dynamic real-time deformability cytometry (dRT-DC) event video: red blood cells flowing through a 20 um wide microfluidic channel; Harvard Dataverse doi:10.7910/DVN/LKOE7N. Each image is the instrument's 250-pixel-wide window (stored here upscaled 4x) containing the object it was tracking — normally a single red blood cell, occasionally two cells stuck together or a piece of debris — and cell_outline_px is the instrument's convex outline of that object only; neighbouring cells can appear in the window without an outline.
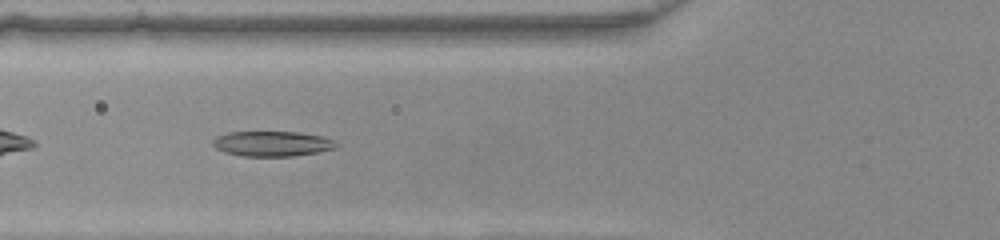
{"species": "common noctule bat (a hibernating species)", "species_latin": "Nyctalus noctula", "temperature_condition": "warm", "stored_images_in_passage": 35, "camera_frame_rate_fps": 3000, "um_per_image_px": 0.085, "animal": {"sex": "female", "body_mass_g": 22.0, "forearm_length_mm": 56.7}, "frame": {"image": 1, "passage_image": 5, "time_ms": 1.333, "image_size_px": [1000, 240], "cell_outline_px": [[340, 144], [336, 148], [316, 152], [292, 156], [240, 156], [224, 152], [216, 148], [212, 144], [212, 140], [216, 136], [228, 132], [296, 132], [320, 136], [332, 140]], "centroid_in_image_um": [23.09, 12.22], "position_along_channel_um": 102.7, "area_um2": 18.03}}
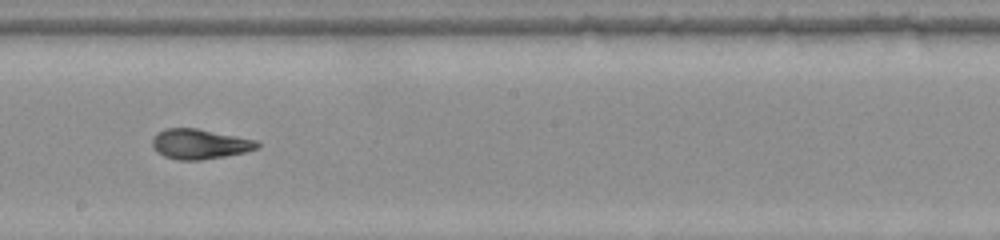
{"frame": {"image": 2, "passage_image": 14, "time_ms": 4.333, "image_size_px": [1000, 240], "cell_outline_px": [[260, 144], [256, 148], [244, 152], [224, 156], [200, 160], [180, 160], [164, 156], [156, 152], [152, 148], [152, 140], [164, 128], [196, 128], [256, 140]], "centroid_in_image_um": [16.94, 12.24], "position_along_channel_um": 231.3, "area_um2": 18.09}}
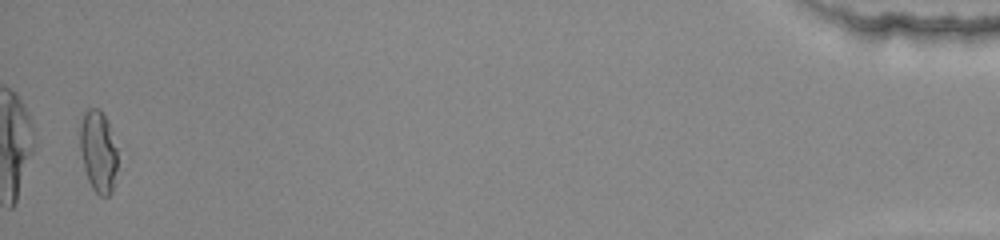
{"frame": {"image": 3, "passage_image": 34, "time_ms": 11.0, "image_size_px": [1000, 240], "cell_outline_px": [[116, 168], [112, 192], [108, 196], [100, 196], [92, 188], [88, 180], [84, 168], [80, 148], [80, 128], [84, 112], [88, 108], [100, 108], [108, 124], [116, 148]], "centroid_in_image_um": [8.33, 12.88], "position_along_channel_um": 426.9, "area_um2": 17.57}}